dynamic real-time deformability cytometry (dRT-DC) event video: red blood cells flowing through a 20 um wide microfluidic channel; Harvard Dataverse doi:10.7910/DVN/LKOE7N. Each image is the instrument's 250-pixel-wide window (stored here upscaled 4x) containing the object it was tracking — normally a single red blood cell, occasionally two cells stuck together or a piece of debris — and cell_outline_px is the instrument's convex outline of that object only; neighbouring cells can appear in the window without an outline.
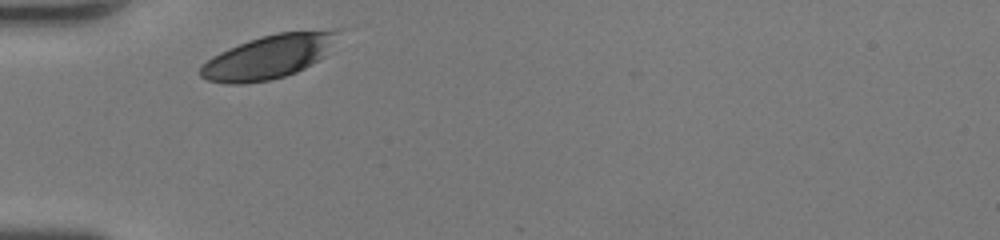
{"species": "human", "species_latin": "Homo sapiens", "temperature_condition": "room temperature", "stored_images_in_passage": 25, "camera_frame_rate_fps": 3000, "um_per_image_px": 0.085, "donor": {"sex": "female"}, "frame": {"image": 1, "passage_image": 1, "time_ms": 0.0, "image_size_px": [1000, 240], "cell_outline_px": [[344, 28], [324, 56], [304, 68], [296, 72], [284, 76], [268, 80], [244, 84], [228, 84], [208, 80], [200, 76], [200, 68], [212, 56], [220, 52], [248, 40], [260, 36], [276, 32], [336, 28]], "centroid_in_image_um": [22.89, 4.79], "position_along_channel_um": 62.1, "area_um2": 35.14}}
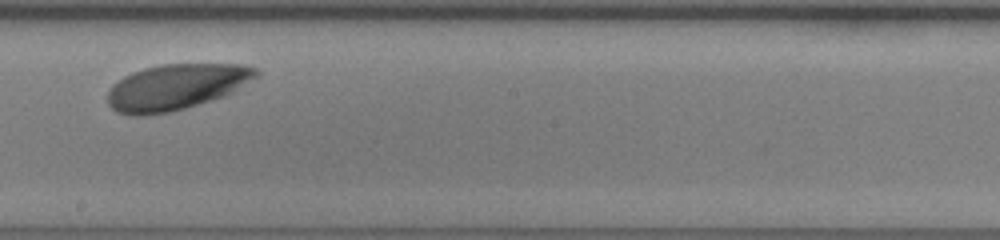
{"frame": {"image": 2, "passage_image": 14, "time_ms": 4.333, "image_size_px": [1000, 240], "cell_outline_px": [[260, 76], [232, 92], [224, 96], [184, 108], [168, 112], [144, 116], [128, 116], [116, 112], [108, 104], [108, 92], [112, 84], [124, 76], [132, 72], [144, 68], [160, 64], [240, 64], [256, 68], [260, 72]], "centroid_in_image_um": [14.96, 7.39], "position_along_channel_um": 233.2, "area_um2": 39.82}}
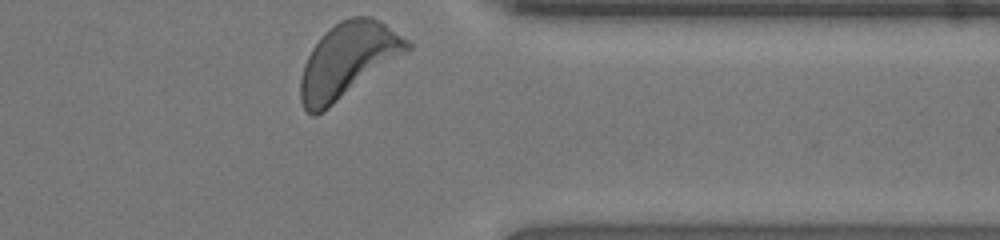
{"frame": {"image": 3, "passage_image": 25, "time_ms": 8.0, "image_size_px": [1000, 240], "cell_outline_px": [[412, 48], [324, 112], [316, 116], [312, 116], [304, 108], [300, 100], [300, 80], [304, 64], [312, 48], [320, 36], [324, 32], [340, 20], [352, 16], [368, 16], [384, 24], [408, 40], [412, 44]], "centroid_in_image_um": [29.53, 5.15], "position_along_channel_um": 381.9, "area_um2": 46.07}, "authors_computed_cell_mechanics": {"area_um2": 39.8242, "velocity_mm_per_s": 4.1678, "shape_relaxation_time_tau1_ms": 0.7835, "shape_relaxation_time_tau2_ms": null, "deformation_change_tau1": 0.0586, "deformation_change_tau2": null}}